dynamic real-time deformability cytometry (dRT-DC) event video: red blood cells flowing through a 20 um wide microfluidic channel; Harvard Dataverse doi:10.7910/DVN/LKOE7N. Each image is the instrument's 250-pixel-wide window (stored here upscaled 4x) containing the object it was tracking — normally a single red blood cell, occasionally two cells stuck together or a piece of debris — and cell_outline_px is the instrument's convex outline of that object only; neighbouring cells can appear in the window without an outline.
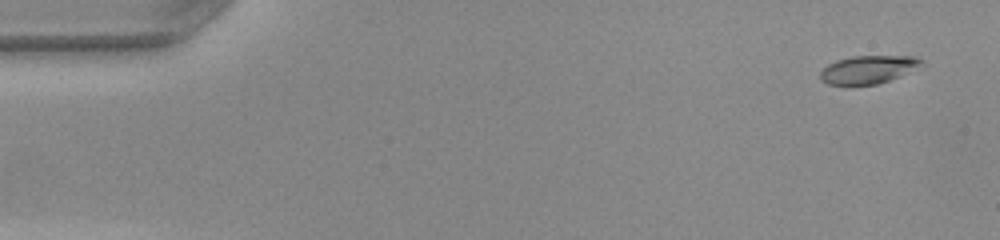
{"species": "common noctule bat (a hibernating species)", "species_latin": "Nyctalus noctula", "temperature_condition": "warm", "stored_images_in_passage": 48, "camera_frame_rate_fps": 3000, "um_per_image_px": 0.085, "animal": {"sex": "female", "body_mass_g": 22.0, "forearm_length_mm": 56.7}, "frame": {"image": 1, "passage_image": 1, "time_ms": 0.0, "image_size_px": [1000, 240], "cell_outline_px": [[924, 68], [876, 84], [828, 84], [820, 80], [820, 72], [828, 64], [836, 60], [852, 56], [916, 56], [924, 60]], "centroid_in_image_um": [73.89, 5.89], "position_along_channel_um": 11.1, "area_um2": 16.76}}
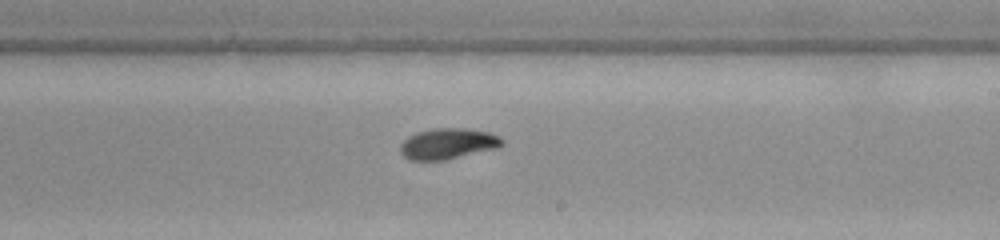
{"frame": {"image": 2, "passage_image": 28, "time_ms": 9.0, "image_size_px": [1000, 240], "cell_outline_px": [[504, 144], [496, 148], [444, 160], [412, 160], [404, 156], [400, 152], [400, 144], [408, 136], [416, 132], [436, 128], [464, 128], [488, 132], [500, 136], [504, 140]], "centroid_in_image_um": [38.07, 12.2], "position_along_channel_um": 250.9, "area_um2": 18.21}}
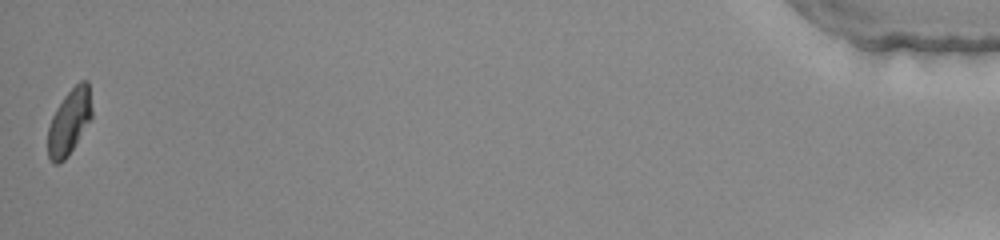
{"frame": {"image": 3, "passage_image": 48, "time_ms": 15.667, "image_size_px": [1000, 240], "cell_outline_px": [[92, 116], [68, 156], [60, 164], [52, 164], [48, 156], [48, 128], [52, 116], [56, 108], [64, 96], [80, 80], [88, 80], [92, 108]], "centroid_in_image_um": [5.88, 10.36], "position_along_channel_um": 429.3, "area_um2": 16.76}, "authors_computed_cell_mechanics": {"area_um2": 17.7157, "velocity_mm_per_s": 4.1177, "shape_relaxation_time_tau1_ms": 3.7989, "shape_relaxation_time_tau2_ms": 2.7998, "deformation_change_tau1": 0.1887, "deformation_change_tau2": 0.054}}